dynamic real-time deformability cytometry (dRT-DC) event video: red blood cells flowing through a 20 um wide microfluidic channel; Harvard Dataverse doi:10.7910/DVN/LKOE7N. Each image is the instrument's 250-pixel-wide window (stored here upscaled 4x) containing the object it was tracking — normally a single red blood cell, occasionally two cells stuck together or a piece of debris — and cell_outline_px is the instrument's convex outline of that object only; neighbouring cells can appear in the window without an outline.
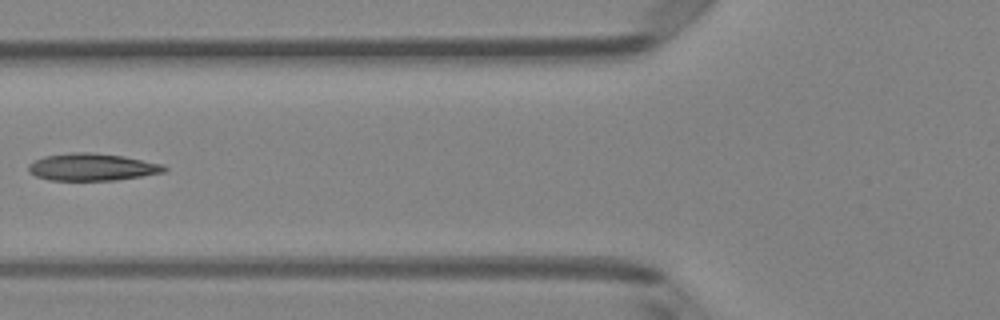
{"species": "Egyptian fruit bat (a non-hibernating species)", "species_latin": "Rousettus aegyptiacus", "temperature_condition": "room temperature", "stored_images_in_passage": 6, "camera_frame_rate_fps": 3000, "um_per_image_px": 0.085, "animal": {"sex": "female"}, "frame": {"image": 1, "passage_image": 6, "time_ms": 1.667, "image_size_px": [1000, 320], "cell_outline_px": [[168, 168], [164, 172], [116, 180], [48, 180], [36, 176], [28, 172], [28, 164], [44, 156], [72, 152], [92, 152], [124, 156], [164, 164]], "centroid_in_image_um": [7.83, 14.19], "position_along_channel_um": 118.0, "area_um2": 21.62}}